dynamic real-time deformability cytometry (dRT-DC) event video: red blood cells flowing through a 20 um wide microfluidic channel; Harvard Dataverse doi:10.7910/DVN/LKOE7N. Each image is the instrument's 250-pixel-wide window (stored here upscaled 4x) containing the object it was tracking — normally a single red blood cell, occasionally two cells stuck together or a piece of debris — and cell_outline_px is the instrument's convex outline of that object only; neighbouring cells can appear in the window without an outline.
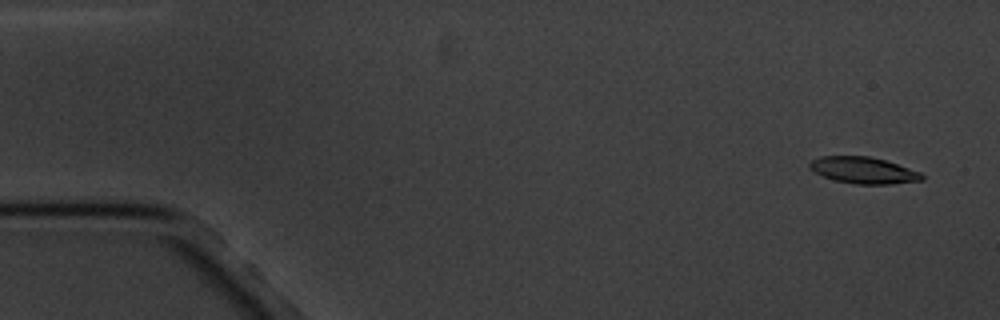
{"species": "common noctule bat (a hibernating species)", "species_latin": "Nyctalus noctula", "temperature_condition": "cold", "stored_images_in_passage": 4, "camera_frame_rate_fps": 3000, "um_per_image_px": 0.085, "animal": {"sex": "male", "body_mass_g": 20.1, "forearm_length_mm": 53.5}, "frame": {"image": 1, "passage_image": 1, "time_ms": 0.0, "image_size_px": [1000, 320], "cell_outline_px": [[924, 180], [892, 184], [856, 184], [832, 180], [808, 168], [808, 164], [812, 160], [820, 156], [868, 156], [884, 160], [920, 172], [924, 176]], "centroid_in_image_um": [73.37, 14.48], "position_along_channel_um": 11.6, "area_um2": 17.28}}
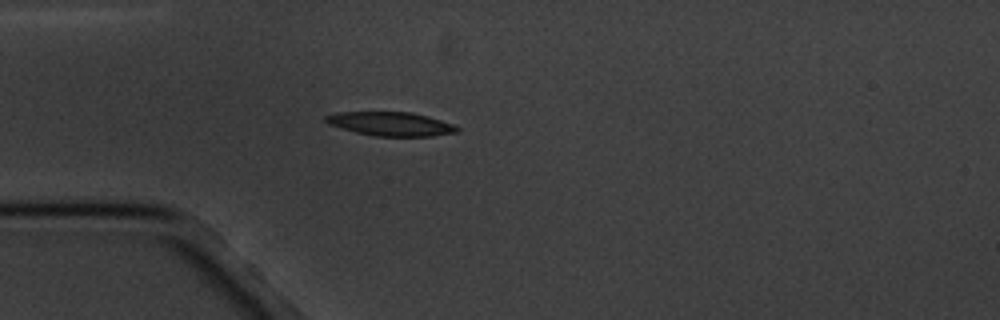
{"frame": {"image": 2, "passage_image": 4, "time_ms": 4.333, "image_size_px": [1000, 320], "cell_outline_px": [[460, 128], [456, 132], [432, 136], [376, 136], [356, 132], [328, 124], [324, 120], [324, 116], [336, 112], [412, 112], [428, 116], [452, 124]], "centroid_in_image_um": [33.19, 10.52], "position_along_channel_um": 51.8, "area_um2": 18.15}}